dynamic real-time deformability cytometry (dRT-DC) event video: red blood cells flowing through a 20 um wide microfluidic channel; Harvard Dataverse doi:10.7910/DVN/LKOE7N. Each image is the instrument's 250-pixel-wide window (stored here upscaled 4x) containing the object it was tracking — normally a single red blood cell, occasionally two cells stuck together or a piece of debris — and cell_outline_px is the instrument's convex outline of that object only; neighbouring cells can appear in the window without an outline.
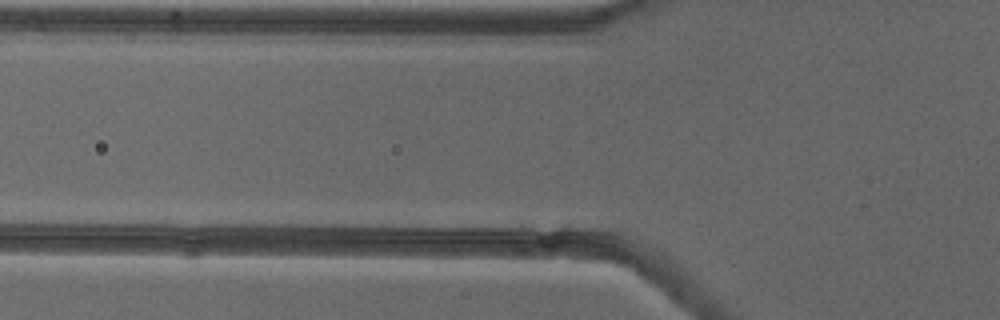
{"species": "common noctule bat (a hibernating species)", "species_latin": "Nyctalus noctula", "temperature_condition": "cold", "stored_images_in_passage": 3, "camera_frame_rate_fps": 3000, "um_per_image_px": 0.085, "animal": {"sex": "female"}, "frame": {"image": 1, "passage_image": 2, "time_ms": 0.333, "image_size_px": [1000, 320], "cell_outline_px": [[300, 236], [188, 240], [140, 236], [136, 224], [288, 224], [296, 228], [300, 232]], "centroid_in_image_um": [18.38, 19.64], "position_along_channel_um": 107.4, "area_um2": 16.07}}